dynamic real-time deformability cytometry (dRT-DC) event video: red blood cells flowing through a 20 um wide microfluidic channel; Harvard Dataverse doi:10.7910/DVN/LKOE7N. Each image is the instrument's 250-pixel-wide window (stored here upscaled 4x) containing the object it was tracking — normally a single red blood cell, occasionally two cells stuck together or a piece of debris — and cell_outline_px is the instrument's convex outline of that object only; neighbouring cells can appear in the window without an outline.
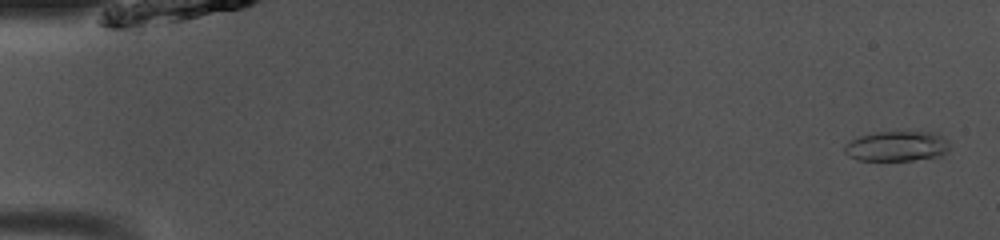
{"species": "common noctule bat (a hibernating species)", "species_latin": "Nyctalus noctula", "temperature_condition": "room temperature", "stored_images_in_passage": 49, "camera_frame_rate_fps": 3000, "um_per_image_px": 0.085, "animal": {"sex": "male", "body_mass_g": 13.0, "forearm_length_mm": 53.1}, "frame": {"image": 1, "passage_image": 2, "time_ms": 0.333, "image_size_px": [1000, 240], "cell_outline_px": [[952, 144], [948, 152], [940, 156], [912, 160], [856, 160], [848, 156], [844, 152], [844, 148], [852, 140], [860, 136], [876, 132], [936, 132], [948, 140]], "centroid_in_image_um": [76.3, 12.43], "position_along_channel_um": 8.7, "area_um2": 18.55}}
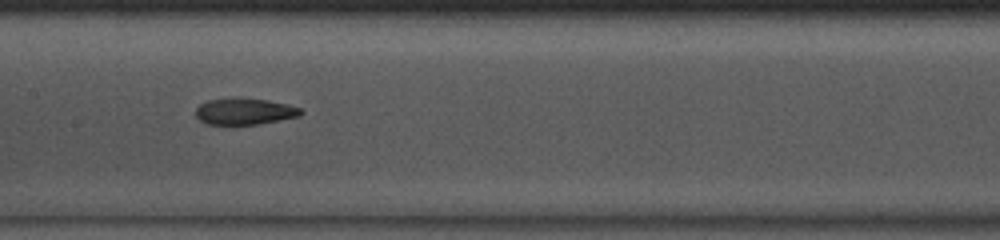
{"frame": {"image": 2, "passage_image": 25, "time_ms": 8.0, "image_size_px": [1000, 240], "cell_outline_px": [[304, 112], [300, 116], [280, 120], [256, 124], [204, 124], [196, 116], [196, 108], [200, 104], [208, 100], [240, 96], [268, 100], [288, 104], [300, 108]], "centroid_in_image_um": [20.79, 9.44], "position_along_channel_um": 186.6, "area_um2": 16.47}}
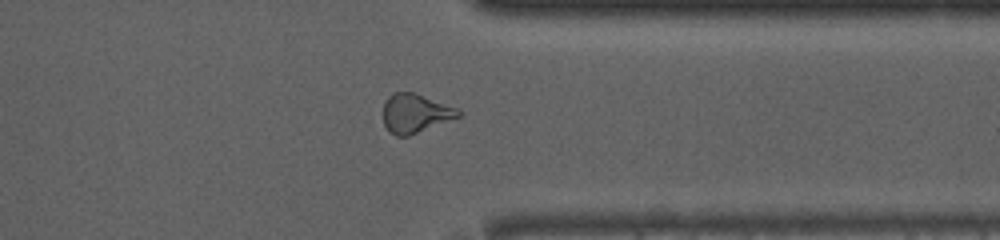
{"frame": {"image": 3, "passage_image": 39, "time_ms": 12.667, "image_size_px": [1000, 240], "cell_outline_px": [[460, 116], [408, 136], [396, 136], [388, 132], [384, 124], [384, 100], [388, 96], [396, 92], [412, 92], [456, 108], [460, 112]], "centroid_in_image_um": [35.24, 9.64], "position_along_channel_um": 376.2, "area_um2": 16.7}, "authors_computed_cell_mechanics": {"area_um2": 17.1088, "velocity_mm_per_s": 4.1037, "shape_relaxation_time_tau1_ms": 7.758, "shape_relaxation_time_tau2_ms": 4.3012, "deformation_change_tau1": 0.2132, "deformation_change_tau2": 0.122}}